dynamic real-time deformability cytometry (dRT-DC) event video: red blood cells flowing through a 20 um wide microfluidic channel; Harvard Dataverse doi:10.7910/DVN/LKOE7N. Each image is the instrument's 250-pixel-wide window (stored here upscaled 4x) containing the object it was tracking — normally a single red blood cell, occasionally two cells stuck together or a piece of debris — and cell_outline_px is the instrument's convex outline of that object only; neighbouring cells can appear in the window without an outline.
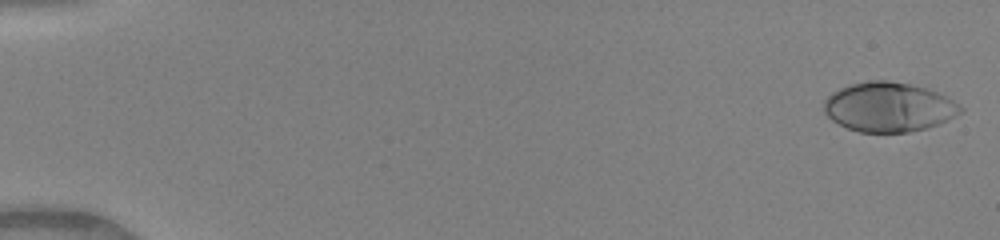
{"species": "human", "species_latin": "Homo sapiens", "temperature_condition": "warm", "stored_images_in_passage": 49, "camera_frame_rate_fps": 3000, "um_per_image_px": 0.085, "donor": {"sex": "female"}, "frame": {"image": 1, "passage_image": 1, "time_ms": 0.0, "image_size_px": [1000, 240], "cell_outline_px": [[964, 108], [960, 112], [948, 120], [940, 124], [908, 132], [860, 132], [848, 128], [832, 120], [824, 112], [824, 100], [832, 92], [840, 88], [852, 84], [868, 80], [888, 80], [908, 84], [924, 88], [936, 92], [952, 100]], "centroid_in_image_um": [75.52, 9.1], "position_along_channel_um": 9.5, "area_um2": 39.02}}
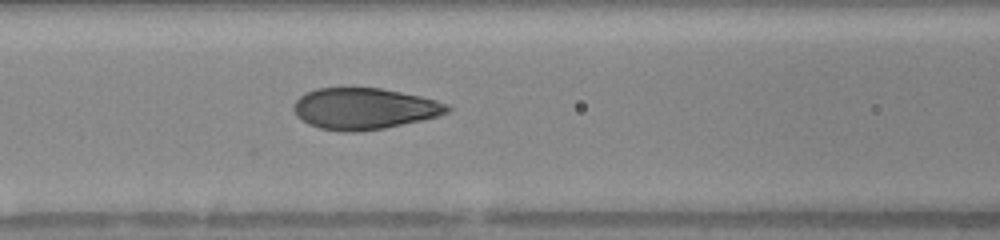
{"frame": {"image": 2, "passage_image": 22, "time_ms": 7.0, "image_size_px": [1000, 240], "cell_outline_px": [[452, 112], [420, 120], [384, 128], [356, 132], [344, 132], [320, 128], [308, 124], [296, 116], [292, 108], [296, 100], [304, 92], [316, 88], [380, 88], [420, 96], [436, 100], [448, 104], [452, 108]], "centroid_in_image_um": [30.94, 9.23], "position_along_channel_um": 135.7, "area_um2": 37.05}}
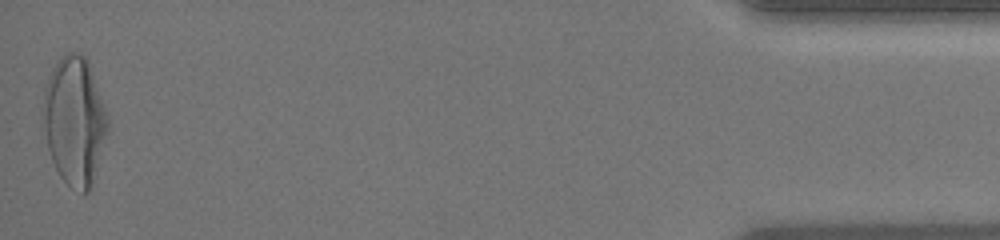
{"frame": {"image": 3, "passage_image": 49, "time_ms": 16.0, "image_size_px": [1000, 240], "cell_outline_px": [[108, 128], [88, 192], [84, 192], [68, 184], [60, 176], [52, 160], [48, 148], [44, 128], [44, 88], [48, 76], [56, 60], [60, 56], [68, 52], [76, 52], [84, 56], [88, 60], [108, 116]], "centroid_in_image_um": [6.32, 10.18], "position_along_channel_um": 428.9, "area_um2": 47.34}, "authors_computed_cell_mechanics": {"area_um2": 37.9168, "velocity_mm_per_s": 4.1365, "shape_relaxation_time_tau1_ms": 4.637, "shape_relaxation_time_tau2_ms": null, "deformation_change_tau1": 0.2522, "deformation_change_tau2": null}}